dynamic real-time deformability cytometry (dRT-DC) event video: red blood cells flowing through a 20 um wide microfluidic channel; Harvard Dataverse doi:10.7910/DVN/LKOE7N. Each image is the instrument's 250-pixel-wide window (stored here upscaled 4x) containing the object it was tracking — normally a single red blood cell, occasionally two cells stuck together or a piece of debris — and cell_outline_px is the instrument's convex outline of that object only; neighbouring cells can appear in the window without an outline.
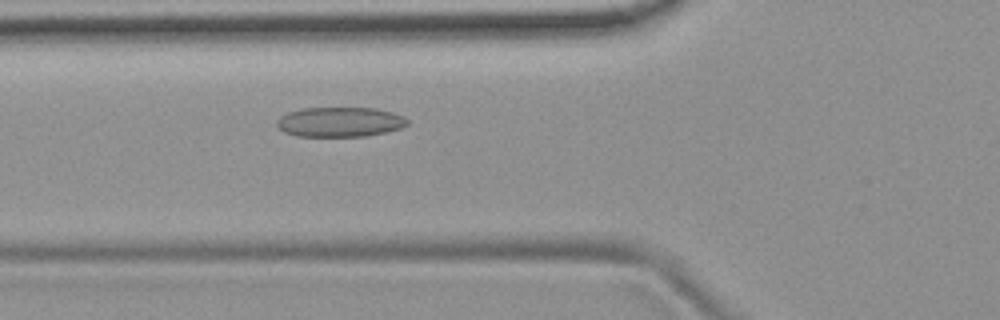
{"species": "common noctule bat (a hibernating species)", "species_latin": "Nyctalus noctula", "temperature_condition": "room temperature", "stored_images_in_passage": 50, "camera_frame_rate_fps": 3000, "um_per_image_px": 0.085, "animal": {"sex": "female", "body_mass_g": 19.9}, "frame": {"image": 1, "passage_image": 16, "time_ms": 5.0, "image_size_px": [1000, 320], "cell_outline_px": [[408, 124], [400, 128], [384, 132], [364, 136], [296, 136], [284, 132], [276, 124], [276, 120], [280, 116], [288, 112], [304, 108], [376, 108], [392, 112], [404, 116], [408, 120]], "centroid_in_image_um": [28.88, 10.36], "position_along_channel_um": 96.9, "area_um2": 22.6}}
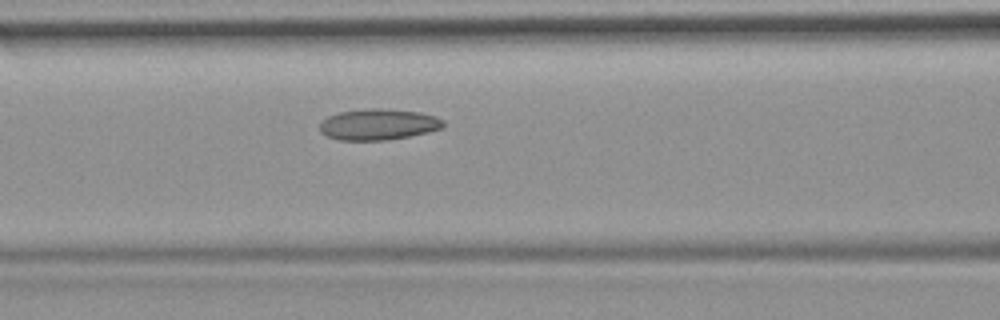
{"frame": {"image": 2, "passage_image": 19, "time_ms": 6.0, "image_size_px": [1000, 320], "cell_outline_px": [[444, 128], [428, 132], [388, 140], [340, 140], [328, 136], [320, 132], [320, 120], [328, 116], [340, 112], [364, 108], [384, 108], [420, 112], [436, 116], [444, 120]], "centroid_in_image_um": [32.17, 10.56], "position_along_channel_um": 134.4, "area_um2": 22.6}}
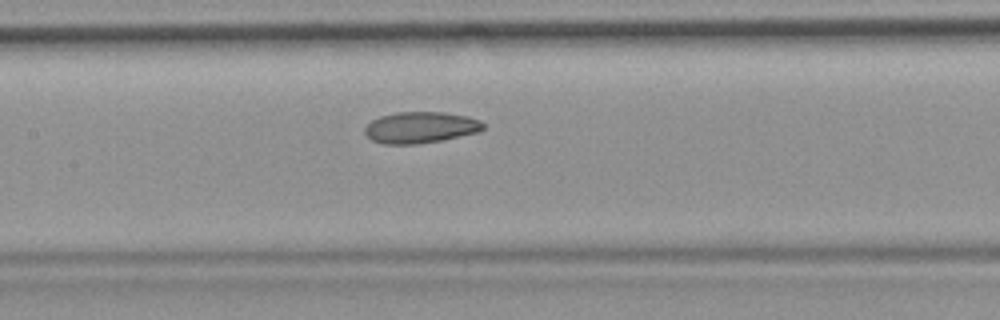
{"frame": {"image": 3, "passage_image": 22, "time_ms": 7.0, "image_size_px": [1000, 320], "cell_outline_px": [[484, 128], [480, 132], [444, 140], [416, 144], [384, 144], [372, 140], [364, 132], [364, 128], [372, 120], [380, 116], [396, 112], [444, 112], [468, 116], [480, 120], [484, 124]], "centroid_in_image_um": [35.77, 10.83], "position_along_channel_um": 171.6, "area_um2": 21.79}, "authors_computed_cell_mechanics": {"area_um2": 21.9351, "velocity_mm_per_s": 3.7268, "shape_relaxation_time_tau1_ms": 10.8155, "shape_relaxation_time_tau2_ms": 2.8924, "deformation_change_tau1": 0.1713, "deformation_change_tau2": 0.0788}}